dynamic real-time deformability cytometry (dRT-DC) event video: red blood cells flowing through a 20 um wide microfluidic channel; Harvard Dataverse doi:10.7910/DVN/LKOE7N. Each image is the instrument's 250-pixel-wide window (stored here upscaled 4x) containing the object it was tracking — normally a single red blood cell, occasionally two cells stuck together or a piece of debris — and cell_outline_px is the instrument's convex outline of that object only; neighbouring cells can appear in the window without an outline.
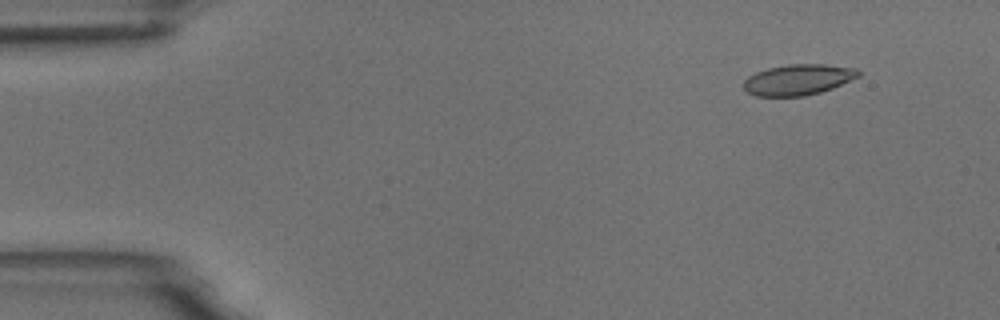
{"species": "common noctule bat (a hibernating species)", "species_latin": "Nyctalus noctula", "temperature_condition": "room temperature", "stored_images_in_passage": 4, "camera_frame_rate_fps": 3000, "um_per_image_px": 0.085, "animal": {"sex": "male", "body_mass_g": 18.8}, "frame": {"image": 1, "passage_image": 2, "time_ms": 1.333, "image_size_px": [1000, 320], "cell_outline_px": [[860, 76], [832, 88], [820, 92], [804, 96], [756, 96], [748, 92], [744, 88], [744, 80], [748, 76], [756, 72], [768, 68], [788, 64], [824, 64], [856, 68], [860, 72]], "centroid_in_image_um": [67.84, 6.77], "position_along_channel_um": 17.2, "area_um2": 20.52}}